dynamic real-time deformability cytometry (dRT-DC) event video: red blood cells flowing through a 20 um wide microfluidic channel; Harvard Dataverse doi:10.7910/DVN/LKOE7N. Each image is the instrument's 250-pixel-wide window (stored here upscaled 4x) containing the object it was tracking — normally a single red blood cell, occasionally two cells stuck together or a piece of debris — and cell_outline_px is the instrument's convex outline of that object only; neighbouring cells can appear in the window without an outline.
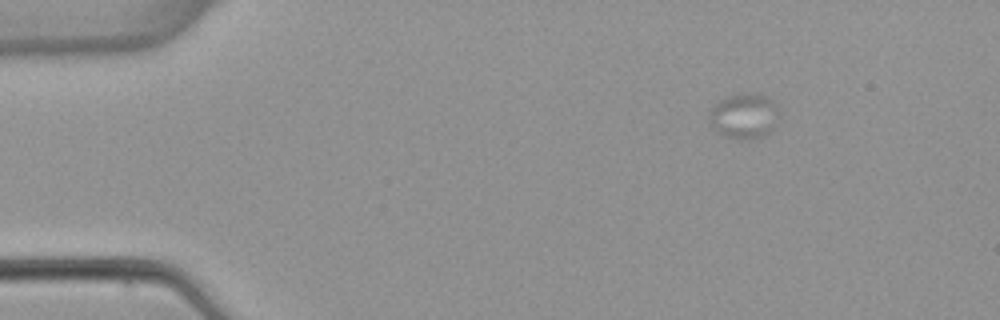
{"species": "common noctule bat (a hibernating species)", "species_latin": "Nyctalus noctula", "temperature_condition": "warm", "stored_images_in_passage": 5, "camera_frame_rate_fps": 3000, "um_per_image_px": 0.085, "animal": {"sex": "female", "body_mass_g": 22.7, "forearm_length_mm": 54.2}, "frame": {"image": 1, "passage_image": 5, "time_ms": 5.667, "image_size_px": [1000, 320], "cell_outline_px": [[784, 112], [772, 128], [764, 136], [744, 140], [740, 140], [724, 136], [712, 128], [708, 120], [708, 112], [724, 96], [736, 92], [752, 92], [764, 96], [780, 104]], "centroid_in_image_um": [63.29, 9.82], "position_along_channel_um": 21.7, "area_um2": 19.36}}